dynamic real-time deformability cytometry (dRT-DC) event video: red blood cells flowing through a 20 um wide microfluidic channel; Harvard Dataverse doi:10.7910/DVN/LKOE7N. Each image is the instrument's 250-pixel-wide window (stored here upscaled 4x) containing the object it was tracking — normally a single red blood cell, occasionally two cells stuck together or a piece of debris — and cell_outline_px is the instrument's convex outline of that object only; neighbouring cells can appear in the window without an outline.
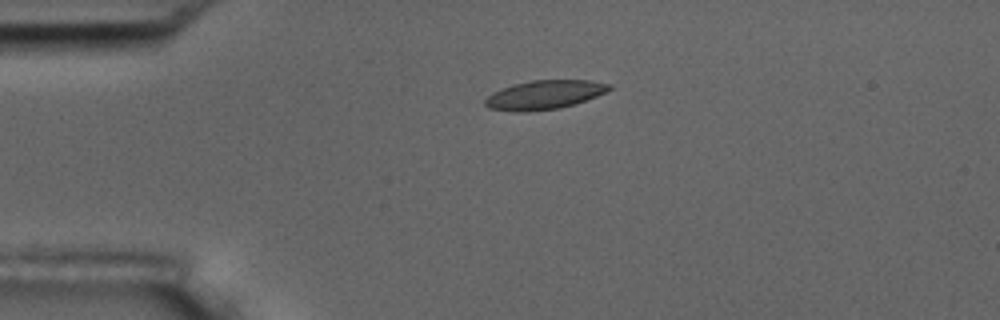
{"species": "common noctule bat (a hibernating species)", "species_latin": "Nyctalus noctula", "temperature_condition": "room temperature", "stored_images_in_passage": 4, "camera_frame_rate_fps": 3000, "um_per_image_px": 0.085, "animal": {"sex": "male", "body_mass_g": 17.5, "forearm_length_mm": 52.3}, "frame": {"image": 1, "passage_image": 3, "time_ms": 0.667, "image_size_px": [1000, 320], "cell_outline_px": [[612, 88], [596, 96], [576, 104], [560, 108], [528, 112], [512, 112], [488, 108], [484, 104], [484, 100], [492, 92], [500, 88], [512, 84], [532, 80], [592, 80], [612, 84]], "centroid_in_image_um": [46.24, 8.06], "position_along_channel_um": 38.8, "area_um2": 21.27}}